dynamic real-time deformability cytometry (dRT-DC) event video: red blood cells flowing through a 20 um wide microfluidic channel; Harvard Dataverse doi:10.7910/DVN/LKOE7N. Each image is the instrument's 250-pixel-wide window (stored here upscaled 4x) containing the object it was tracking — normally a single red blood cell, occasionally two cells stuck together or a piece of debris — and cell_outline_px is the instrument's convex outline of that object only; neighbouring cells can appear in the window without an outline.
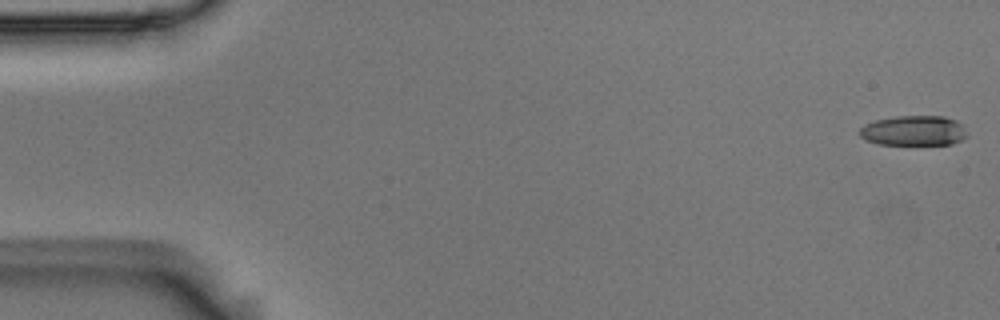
{"species": "Egyptian fruit bat (a non-hibernating species)", "species_latin": "Rousettus aegyptiacus", "temperature_condition": "room temperature", "stored_images_in_passage": 55, "camera_frame_rate_fps": 3000, "um_per_image_px": 0.085, "animal": {"sex": "male"}, "frame": {"image": 1, "passage_image": 1, "time_ms": 0.0, "image_size_px": [1000, 320], "cell_outline_px": [[968, 136], [952, 144], [880, 144], [864, 140], [860, 136], [860, 128], [864, 124], [876, 120], [892, 116], [944, 116], [956, 120], [960, 124]], "centroid_in_image_um": [77.63, 11.1], "position_along_channel_um": 7.4, "area_um2": 18.79}}
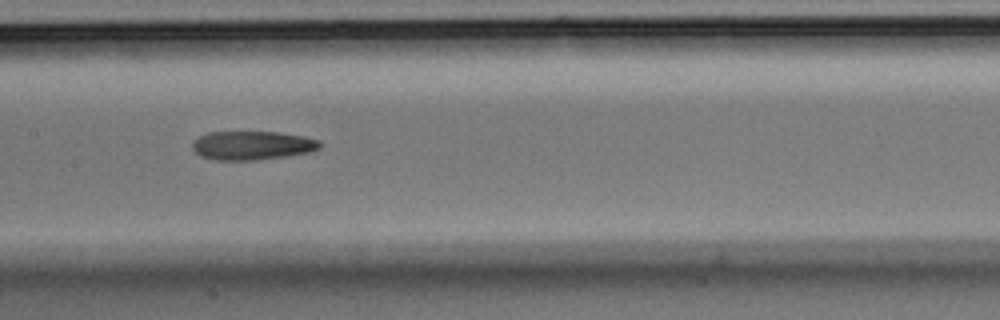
{"frame": {"image": 2, "passage_image": 27, "time_ms": 8.667, "image_size_px": [1000, 320], "cell_outline_px": [[320, 148], [308, 152], [284, 156], [256, 160], [216, 160], [200, 156], [192, 148], [192, 144], [200, 136], [208, 132], [276, 132], [304, 136], [316, 140], [320, 144]], "centroid_in_image_um": [21.4, 12.36], "position_along_channel_um": 186.0, "area_um2": 21.1}}
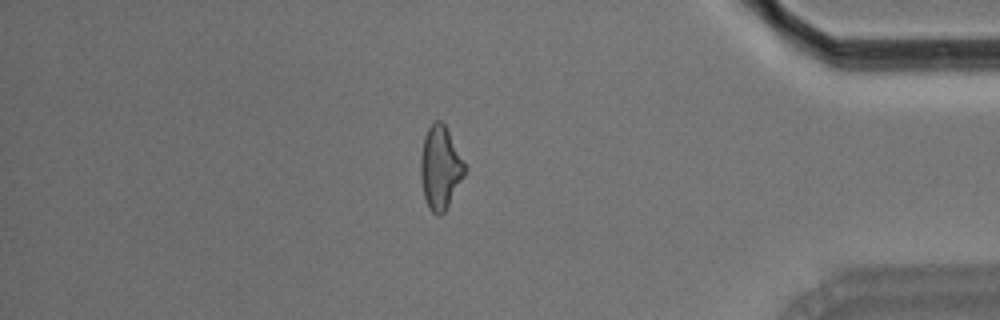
{"frame": {"image": 3, "passage_image": 47, "time_ms": 15.333, "image_size_px": [1000, 320], "cell_outline_px": [[468, 168], [464, 176], [444, 212], [440, 216], [436, 216], [428, 208], [424, 196], [420, 176], [420, 160], [424, 136], [432, 120], [440, 120], [444, 124]], "centroid_in_image_um": [37.42, 14.25], "position_along_channel_um": 397.8, "area_um2": 21.44}, "authors_computed_cell_mechanics": {"area_um2": 21.3282, "velocity_mm_per_s": 3.675, "shape_relaxation_time_tau1_ms": 11.1261, "shape_relaxation_time_tau2_ms": 3.5269, "deformation_change_tau1": 0.24, "deformation_change_tau2": 0.1432}}